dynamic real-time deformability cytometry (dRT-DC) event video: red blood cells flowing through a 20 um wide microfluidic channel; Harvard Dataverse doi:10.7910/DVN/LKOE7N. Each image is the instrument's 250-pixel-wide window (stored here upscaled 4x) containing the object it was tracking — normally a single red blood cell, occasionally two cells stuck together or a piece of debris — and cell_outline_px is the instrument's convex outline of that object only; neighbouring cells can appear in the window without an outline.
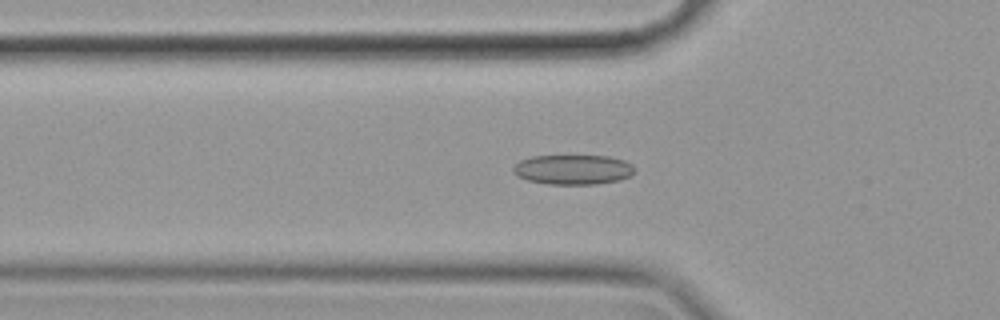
{"species": "common noctule bat (a hibernating species)", "species_latin": "Nyctalus noctula", "temperature_condition": "cold", "stored_images_in_passage": 58, "camera_frame_rate_fps": 3000, "um_per_image_px": 0.085, "animal": {"sex": "female", "body_mass_g": 19.9}, "frame": {"image": 1, "passage_image": 19, "time_ms": 6.0, "image_size_px": [1000, 320], "cell_outline_px": [[636, 172], [632, 176], [620, 180], [596, 184], [548, 184], [528, 180], [516, 176], [512, 172], [512, 168], [520, 160], [532, 156], [608, 156], [624, 160], [632, 164], [636, 168]], "centroid_in_image_um": [48.74, 14.42], "position_along_channel_um": 77.1, "area_um2": 21.33}}
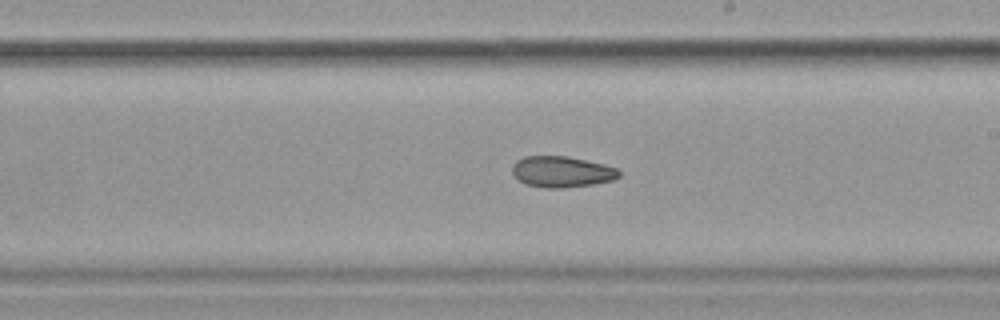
{"frame": {"image": 2, "passage_image": 33, "time_ms": 10.667, "image_size_px": [1000, 320], "cell_outline_px": [[620, 176], [612, 180], [592, 184], [564, 188], [548, 188], [524, 184], [516, 180], [512, 172], [512, 164], [516, 160], [524, 156], [568, 156], [604, 164], [616, 168], [620, 172]], "centroid_in_image_um": [47.7, 14.6], "position_along_channel_um": 241.3, "area_um2": 19.48}}
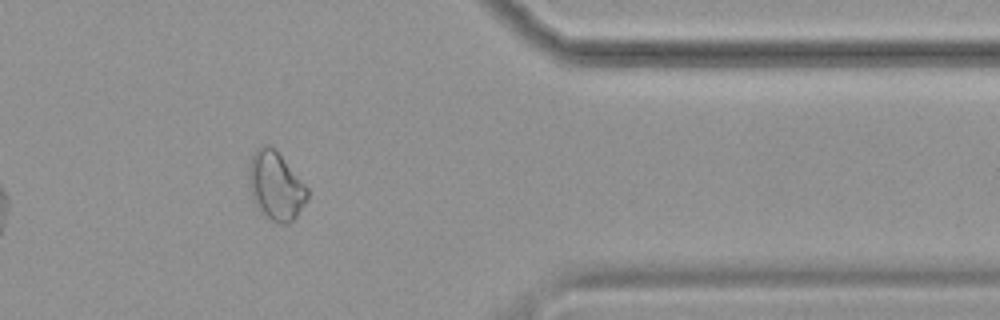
{"frame": {"image": 3, "passage_image": 47, "time_ms": 15.333, "image_size_px": [1000, 320], "cell_outline_px": [[308, 200], [296, 216], [288, 224], [280, 224], [264, 216], [256, 208], [252, 200], [248, 180], [248, 168], [252, 156], [256, 148], [264, 144], [268, 144], [276, 148], [308, 188]], "centroid_in_image_um": [23.42, 15.79], "position_along_channel_um": 388.0, "area_um2": 23.81}}